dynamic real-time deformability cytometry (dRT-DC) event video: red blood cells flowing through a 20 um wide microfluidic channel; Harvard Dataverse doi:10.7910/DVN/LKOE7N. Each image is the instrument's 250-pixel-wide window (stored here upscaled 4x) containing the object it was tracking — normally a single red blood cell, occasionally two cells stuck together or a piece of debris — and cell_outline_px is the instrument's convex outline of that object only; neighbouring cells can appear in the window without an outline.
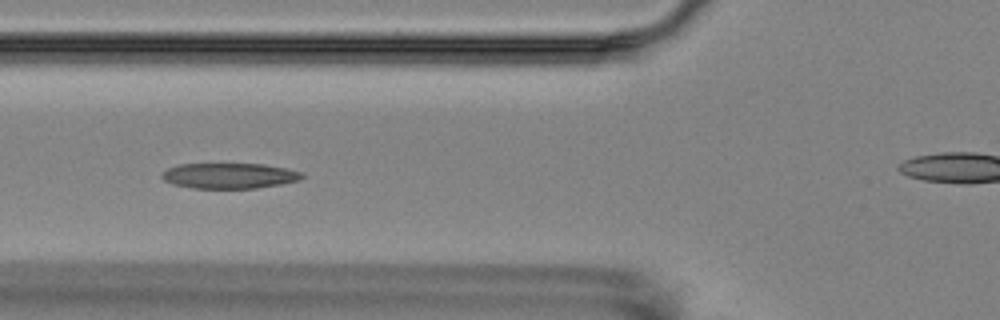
{"species": "Egyptian fruit bat (a non-hibernating species)", "species_latin": "Rousettus aegyptiacus", "temperature_condition": "room temperature", "stored_images_in_passage": 15, "camera_frame_rate_fps": 3000, "um_per_image_px": 0.085, "animal": {"sex": "female"}, "frame": {"image": 1, "passage_image": 5, "time_ms": 5.667, "image_size_px": [1000, 320], "cell_outline_px": [[304, 176], [300, 180], [280, 184], [256, 188], [192, 188], [172, 184], [164, 180], [160, 176], [168, 168], [180, 164], [264, 164], [288, 168], [304, 172]], "centroid_in_image_um": [19.53, 14.93], "position_along_channel_um": 106.3, "area_um2": 20.87}}
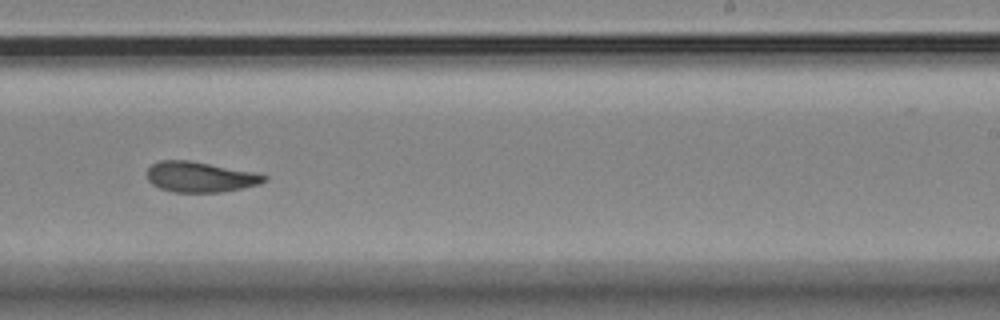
{"frame": {"image": 2, "passage_image": 9, "time_ms": 10.333, "image_size_px": [1000, 320], "cell_outline_px": [[268, 180], [260, 184], [244, 188], [220, 192], [172, 192], [160, 188], [152, 184], [148, 180], [148, 168], [152, 164], [160, 160], [188, 160], [252, 172], [268, 176]], "centroid_in_image_um": [17.01, 15.05], "position_along_channel_um": 272.0, "area_um2": 20.63}}
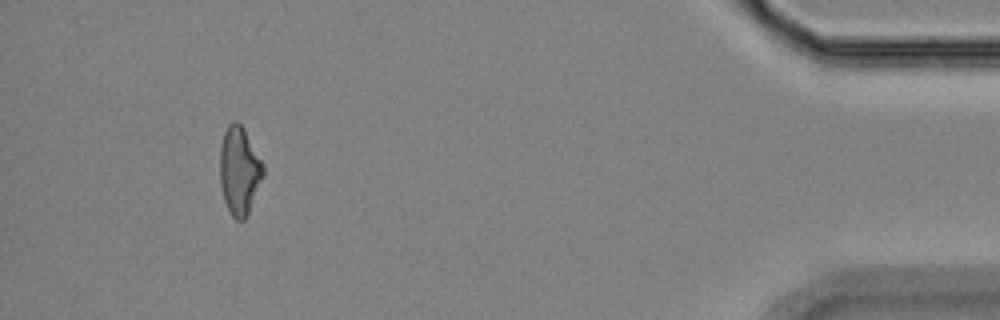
{"frame": {"image": 3, "passage_image": 15, "time_ms": 18.333, "image_size_px": [1000, 320], "cell_outline_px": [[264, 176], [248, 212], [244, 220], [236, 220], [232, 216], [224, 200], [220, 184], [220, 144], [224, 132], [228, 124], [232, 120], [236, 120], [244, 128], [264, 164]], "centroid_in_image_um": [20.34, 14.47], "position_along_channel_um": 414.9, "area_um2": 22.31}, "authors_computed_cell_mechanics": {"area_um2": 21.2126, "velocity_mm_per_s": 3.5612, "shape_relaxation_time_tau1_ms": 3.8314, "shape_relaxation_time_tau2_ms": 2.3318, "deformation_change_tau1": 0.1452, "deformation_change_tau2": 0.0903}}